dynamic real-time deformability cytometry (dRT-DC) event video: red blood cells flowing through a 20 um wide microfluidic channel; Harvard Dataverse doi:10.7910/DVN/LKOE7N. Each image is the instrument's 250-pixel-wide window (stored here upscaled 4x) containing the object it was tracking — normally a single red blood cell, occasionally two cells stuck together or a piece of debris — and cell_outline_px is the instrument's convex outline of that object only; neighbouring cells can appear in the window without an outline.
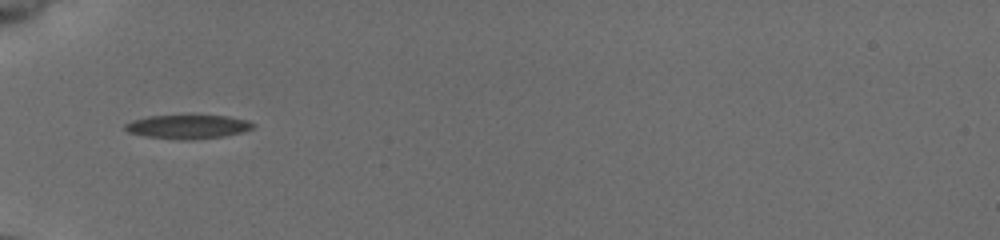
{"species": "common noctule bat (a hibernating species)", "species_latin": "Nyctalus noctula", "temperature_condition": "cold", "stored_images_in_passage": 29, "camera_frame_rate_fps": 3000, "um_per_image_px": 0.085, "animal": {"sex": "female", "body_mass_g": 19.5, "forearm_length_mm": 54.1}, "frame": {"image": 1, "passage_image": 1, "time_ms": 0.0, "image_size_px": [1000, 240], "cell_outline_px": [[256, 124], [252, 128], [244, 132], [224, 136], [192, 140], [148, 136], [128, 132], [124, 128], [124, 124], [132, 120], [148, 116], [192, 112], [228, 116], [248, 120]], "centroid_in_image_um": [16.01, 10.7], "position_along_channel_um": 69.0, "area_um2": 18.73}}
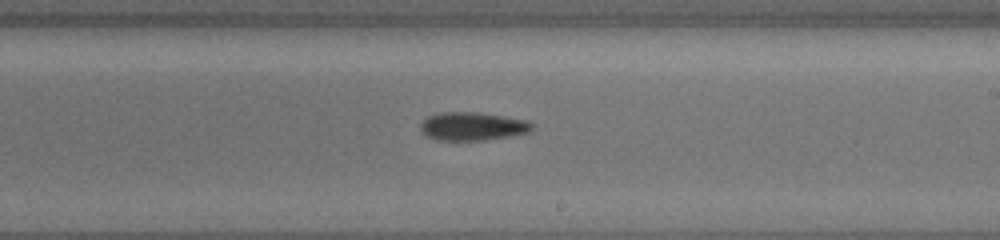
{"frame": {"image": 2, "passage_image": 15, "time_ms": 4.667, "image_size_px": [1000, 240], "cell_outline_px": [[532, 128], [528, 132], [512, 136], [484, 140], [436, 140], [420, 132], [420, 124], [428, 116], [436, 112], [480, 112], [528, 120], [532, 124]], "centroid_in_image_um": [40.14, 10.73], "position_along_channel_um": 248.9, "area_um2": 18.55}}
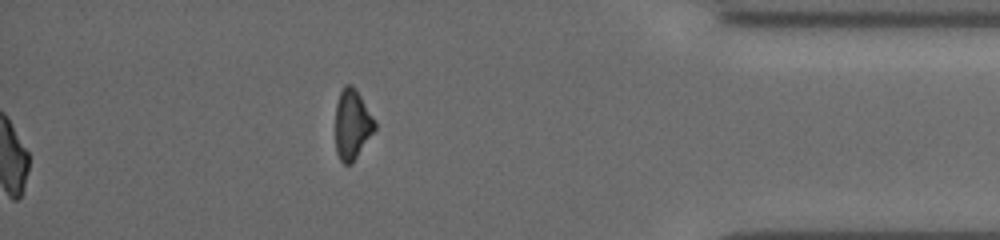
{"frame": {"image": 3, "passage_image": 29, "time_ms": 9.333, "image_size_px": [1000, 240], "cell_outline_px": [[376, 128], [352, 164], [344, 164], [340, 160], [336, 152], [336, 104], [340, 92], [344, 84], [352, 84], [356, 88], [376, 120]], "centroid_in_image_um": [29.95, 10.55], "position_along_channel_um": 405.3, "area_um2": 16.24}, "authors_computed_cell_mechanics": {"area_um2": 18.1492, "velocity_mm_per_s": 3.9584, "shape_relaxation_time_tau1_ms": 3.7575, "shape_relaxation_time_tau2_ms": 8.3673, "deformation_change_tau1": 0.1072, "deformation_change_tau2": 0.1887}}